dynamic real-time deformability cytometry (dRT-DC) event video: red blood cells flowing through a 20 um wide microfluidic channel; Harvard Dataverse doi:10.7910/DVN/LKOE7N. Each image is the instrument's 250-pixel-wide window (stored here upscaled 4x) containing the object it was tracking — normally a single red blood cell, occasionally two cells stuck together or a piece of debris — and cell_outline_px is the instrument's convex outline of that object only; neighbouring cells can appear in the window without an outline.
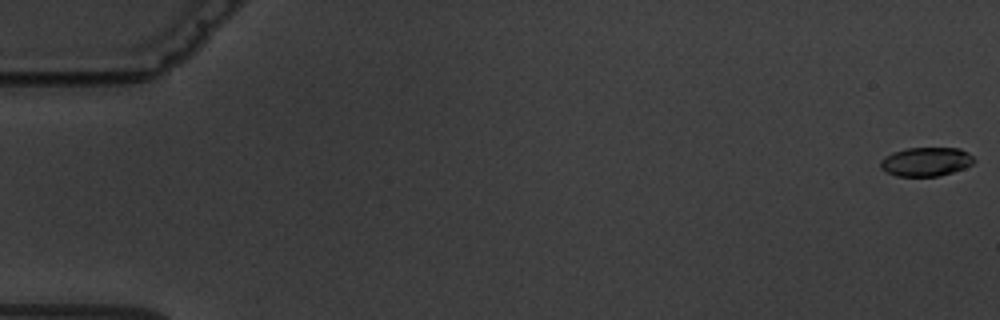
{"species": "common noctule bat (a hibernating species)", "species_latin": "Nyctalus noctula", "temperature_condition": "warm", "stored_images_in_passage": 6, "camera_frame_rate_fps": 3000, "um_per_image_px": 0.085, "animal": {"sex": "male", "body_mass_g": 19.5, "forearm_length_mm": 54.6}, "frame": {"image": 1, "passage_image": 1, "time_ms": 0.0, "image_size_px": [1000, 320], "cell_outline_px": [[976, 160], [972, 164], [964, 168], [952, 172], [936, 176], [896, 176], [880, 168], [880, 160], [884, 156], [892, 152], [908, 148], [960, 148], [968, 152]], "centroid_in_image_um": [78.7, 13.73], "position_along_channel_um": 6.3, "area_um2": 15.78}}
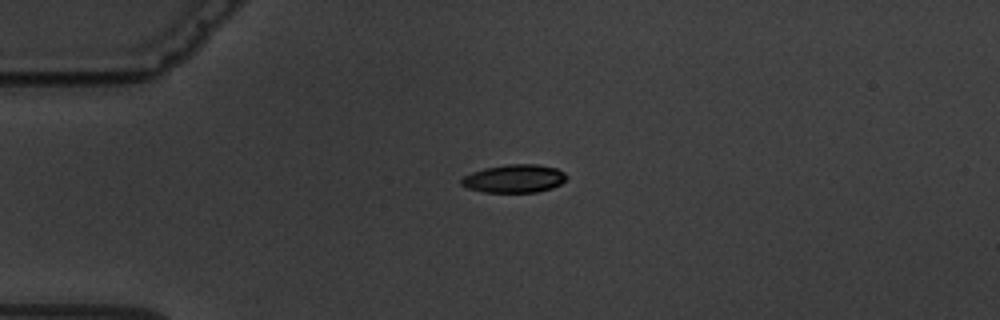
{"frame": {"image": 2, "passage_image": 5, "time_ms": 4.667, "image_size_px": [1000, 320], "cell_outline_px": [[568, 176], [560, 184], [552, 188], [536, 192], [484, 192], [468, 188], [460, 184], [460, 180], [464, 176], [472, 172], [484, 168], [508, 164], [536, 164], [556, 168], [564, 172]], "centroid_in_image_um": [43.7, 15.18], "position_along_channel_um": 41.3, "area_um2": 17.22}}